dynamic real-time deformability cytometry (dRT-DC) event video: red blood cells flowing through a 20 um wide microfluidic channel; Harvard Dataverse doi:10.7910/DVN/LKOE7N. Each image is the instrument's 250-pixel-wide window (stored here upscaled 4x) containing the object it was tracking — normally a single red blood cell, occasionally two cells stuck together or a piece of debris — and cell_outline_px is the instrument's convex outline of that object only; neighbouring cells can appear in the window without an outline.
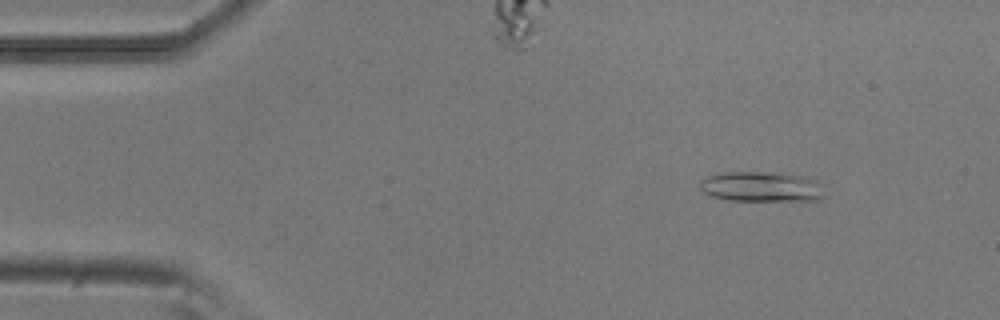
{"species": "common noctule bat (a hibernating species)", "species_latin": "Nyctalus noctula", "temperature_condition": "room temperature", "stored_images_in_passage": 47, "camera_frame_rate_fps": 3000, "um_per_image_px": 0.085, "animal": {"sex": "male", "body_mass_g": 20.5, "forearm_length_mm": 52.5}, "frame": {"image": 1, "passage_image": 2, "time_ms": 0.333, "image_size_px": [1000, 320], "cell_outline_px": [[820, 196], [816, 200], [728, 200], [712, 196], [704, 192], [700, 188], [700, 180], [708, 176], [728, 172], [780, 172], [800, 176], [816, 180], [820, 184]], "centroid_in_image_um": [64.65, 15.85], "position_along_channel_um": 20.3, "area_um2": 21.44}}
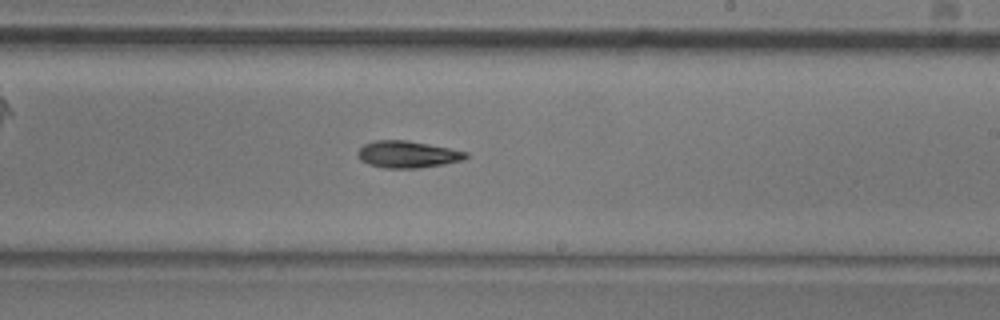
{"frame": {"image": 2, "passage_image": 26, "time_ms": 8.333, "image_size_px": [1000, 320], "cell_outline_px": [[468, 156], [464, 160], [444, 164], [420, 168], [384, 168], [368, 164], [360, 160], [356, 156], [356, 152], [364, 144], [376, 140], [404, 140], [428, 144], [468, 152]], "centroid_in_image_um": [34.61, 13.13], "position_along_channel_um": 254.4, "area_um2": 16.99}}
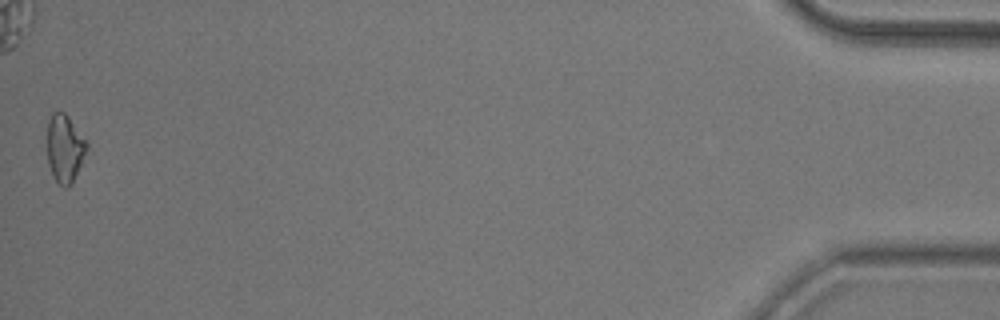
{"frame": {"image": 3, "passage_image": 47, "time_ms": 15.333, "image_size_px": [1000, 320], "cell_outline_px": [[88, 148], [72, 184], [68, 188], [64, 188], [56, 180], [48, 164], [48, 120], [52, 112], [64, 112], [68, 116], [88, 144]], "centroid_in_image_um": [5.51, 12.62], "position_along_channel_um": 429.7, "area_um2": 15.43}, "authors_computed_cell_mechanics": {"area_um2": 16.3574, "velocity_mm_per_s": 3.903, "shape_relaxation_time_tau1_ms": 11.2928, "shape_relaxation_time_tau2_ms": null, "deformation_change_tau1": 0.2245, "deformation_change_tau2": null}}